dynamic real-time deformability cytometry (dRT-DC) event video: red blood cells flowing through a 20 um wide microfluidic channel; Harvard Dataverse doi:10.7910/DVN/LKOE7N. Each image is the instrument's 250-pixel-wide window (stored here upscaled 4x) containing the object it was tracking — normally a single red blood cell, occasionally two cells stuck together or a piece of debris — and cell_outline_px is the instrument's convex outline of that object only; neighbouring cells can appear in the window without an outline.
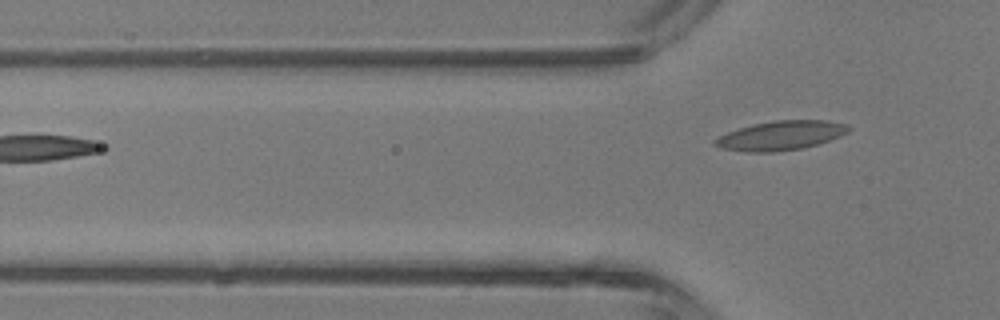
{"species": "common noctule bat (a hibernating species)", "species_latin": "Nyctalus noctula", "temperature_condition": "room temperature", "stored_images_in_passage": 3, "camera_frame_rate_fps": 3000, "um_per_image_px": 0.085, "animal": {"sex": "male", "body_mass_g": 13.3}, "frame": {"image": 1, "passage_image": 3, "time_ms": 2.333, "image_size_px": [1000, 320], "cell_outline_px": [[852, 128], [848, 132], [840, 136], [816, 144], [800, 148], [776, 152], [748, 152], [720, 148], [712, 144], [712, 140], [728, 132], [752, 124], [776, 120], [828, 120], [848, 124]], "centroid_in_image_um": [66.36, 11.51], "position_along_channel_um": 59.4, "area_um2": 22.77}}